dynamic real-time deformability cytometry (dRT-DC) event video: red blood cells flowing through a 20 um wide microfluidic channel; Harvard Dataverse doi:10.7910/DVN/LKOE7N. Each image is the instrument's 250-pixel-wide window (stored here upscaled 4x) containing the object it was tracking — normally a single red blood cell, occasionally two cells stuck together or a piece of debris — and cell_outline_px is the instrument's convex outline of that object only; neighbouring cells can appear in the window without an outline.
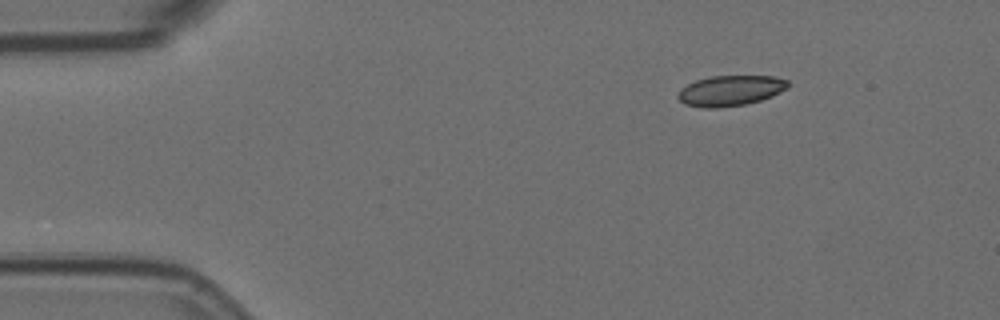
{"species": "Egyptian fruit bat (a non-hibernating species)", "species_latin": "Rousettus aegyptiacus", "temperature_condition": "room temperature", "stored_images_in_passage": 5, "camera_frame_rate_fps": 3000, "um_per_image_px": 0.085, "animal": {"sex": "female"}, "frame": {"image": 1, "passage_image": 1, "time_ms": 0.0, "image_size_px": [1000, 320], "cell_outline_px": [[788, 88], [772, 96], [760, 100], [744, 104], [716, 108], [704, 108], [684, 104], [676, 96], [680, 88], [696, 80], [712, 76], [772, 76], [788, 80]], "centroid_in_image_um": [62.06, 7.7], "position_along_channel_um": 22.9, "area_um2": 19.48}}
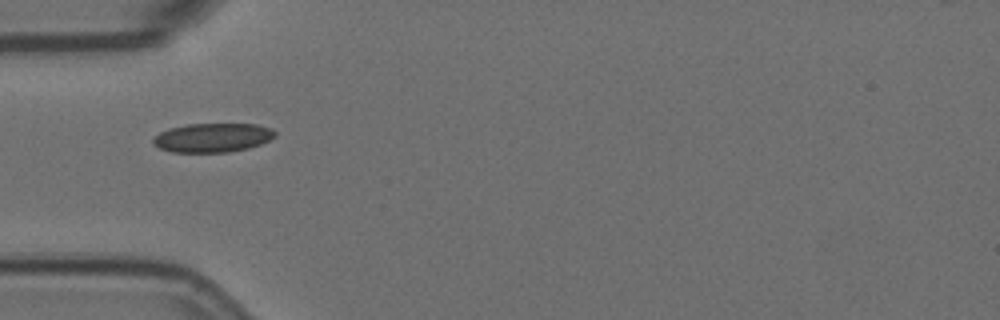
{"frame": {"image": 2, "passage_image": 4, "time_ms": 1.0, "image_size_px": [1000, 320], "cell_outline_px": [[276, 136], [260, 144], [248, 148], [228, 152], [172, 152], [160, 148], [152, 144], [152, 140], [160, 132], [168, 128], [188, 124], [256, 124], [272, 128], [276, 132]], "centroid_in_image_um": [18.07, 11.7], "position_along_channel_um": 66.9, "area_um2": 20.63}}